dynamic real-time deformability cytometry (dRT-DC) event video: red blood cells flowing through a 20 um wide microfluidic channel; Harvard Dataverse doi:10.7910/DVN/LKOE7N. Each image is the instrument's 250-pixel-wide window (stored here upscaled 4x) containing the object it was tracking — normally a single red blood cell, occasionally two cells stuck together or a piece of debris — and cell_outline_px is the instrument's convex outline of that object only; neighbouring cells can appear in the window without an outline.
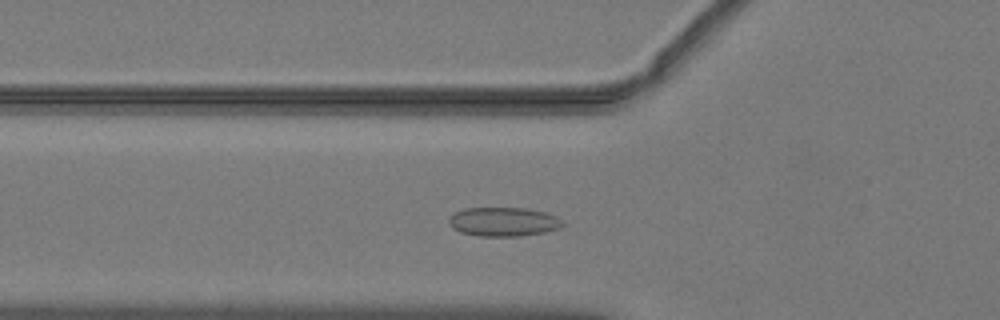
{"species": "common noctule bat (a hibernating species)", "species_latin": "Nyctalus noctula", "temperature_condition": "warm", "stored_images_in_passage": 44, "camera_frame_rate_fps": 3000, "um_per_image_px": 0.085, "animal": {"sex": "male", "body_mass_g": 19.2, "forearm_length_mm": 51.8}, "frame": {"image": 1, "passage_image": 11, "time_ms": 3.333, "image_size_px": [1000, 320], "cell_outline_px": [[564, 224], [560, 228], [544, 232], [520, 236], [480, 236], [460, 232], [452, 228], [448, 224], [448, 220], [456, 212], [464, 208], [524, 208], [544, 212], [556, 216], [564, 220]], "centroid_in_image_um": [42.8, 18.85], "position_along_channel_um": 83.0, "area_um2": 19.25}}
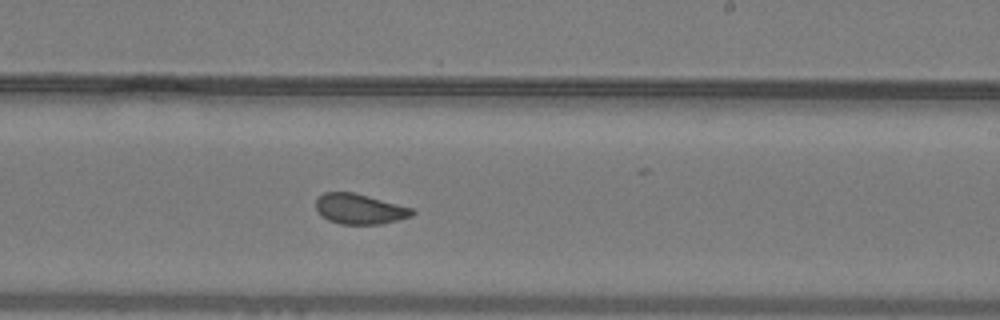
{"frame": {"image": 2, "passage_image": 24, "time_ms": 7.667, "image_size_px": [1000, 320], "cell_outline_px": [[416, 212], [412, 216], [380, 224], [340, 224], [328, 220], [320, 216], [316, 208], [316, 200], [324, 192], [352, 192], [368, 196], [412, 208]], "centroid_in_image_um": [30.54, 17.77], "position_along_channel_um": 258.5, "area_um2": 16.88}}
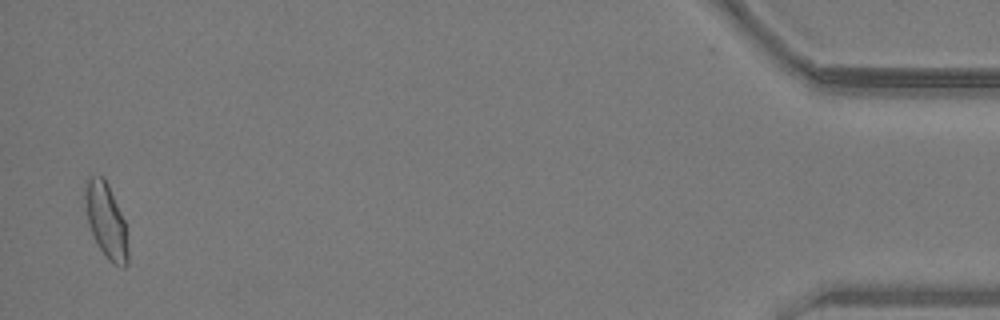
{"frame": {"image": 3, "passage_image": 43, "time_ms": 14.0, "image_size_px": [1000, 320], "cell_outline_px": [[128, 264], [124, 268], [120, 268], [112, 264], [108, 260], [100, 248], [88, 224], [84, 196], [84, 180], [88, 176], [104, 176], [108, 184], [124, 220], [128, 252]], "centroid_in_image_um": [9.01, 18.74], "position_along_channel_um": 426.2, "area_um2": 18.73}, "authors_computed_cell_mechanics": {"area_um2": 17.8891, "velocity_mm_per_s": 4.0272, "shape_relaxation_time_tau1_ms": 8.3414, "shape_relaxation_time_tau2_ms": 0.9914, "deformation_change_tau1": 0.1583, "deformation_change_tau2": 0.0602}}